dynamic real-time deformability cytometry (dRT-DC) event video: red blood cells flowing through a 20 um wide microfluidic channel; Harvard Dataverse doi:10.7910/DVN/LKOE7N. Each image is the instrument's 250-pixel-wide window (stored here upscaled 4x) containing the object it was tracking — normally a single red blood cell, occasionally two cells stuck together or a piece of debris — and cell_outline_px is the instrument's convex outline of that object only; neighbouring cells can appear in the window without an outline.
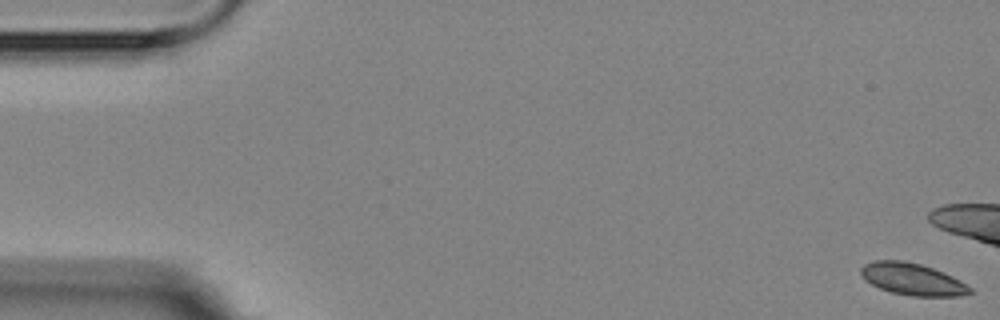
{"species": "Egyptian fruit bat (a non-hibernating species)", "species_latin": "Rousettus aegyptiacus", "temperature_condition": "room temperature", "stored_images_in_passage": 5, "camera_frame_rate_fps": 3000, "um_per_image_px": 0.085, "animal": {"sex": "female"}, "frame": {"image": 1, "passage_image": 1, "time_ms": 0.0, "image_size_px": [1000, 320], "cell_outline_px": [[972, 292], [960, 296], [912, 296], [892, 292], [880, 288], [864, 280], [860, 272], [860, 268], [864, 264], [876, 260], [904, 260], [920, 264], [932, 268], [952, 276], [960, 280], [972, 288]], "centroid_in_image_um": [77.54, 23.73], "position_along_channel_um": 7.5, "area_um2": 20.23}}